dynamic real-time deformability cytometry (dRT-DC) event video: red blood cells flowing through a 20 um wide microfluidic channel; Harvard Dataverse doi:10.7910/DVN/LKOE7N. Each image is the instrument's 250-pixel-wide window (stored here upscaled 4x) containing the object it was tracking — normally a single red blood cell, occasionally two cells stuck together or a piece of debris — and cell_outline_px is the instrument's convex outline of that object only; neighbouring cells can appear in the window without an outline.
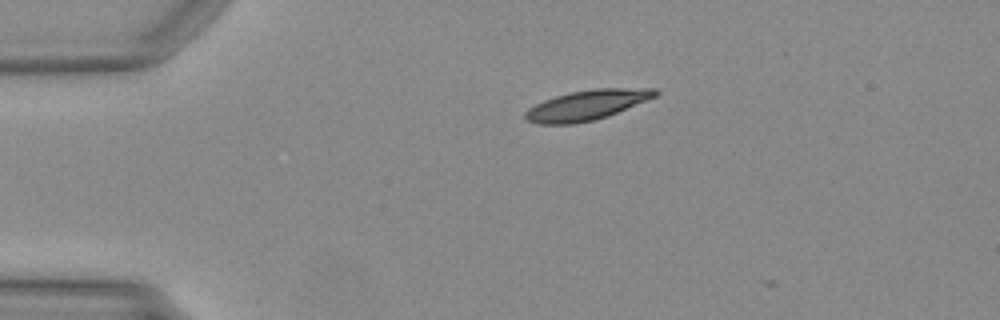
{"species": "Egyptian fruit bat (a non-hibernating species)", "species_latin": "Rousettus aegyptiacus", "temperature_condition": "warm", "stored_images_in_passage": 3, "camera_frame_rate_fps": 3000, "um_per_image_px": 0.085, "animal": {"sex": "female"}, "frame": {"image": 1, "passage_image": 1, "time_ms": 0.0, "image_size_px": [1000, 320], "cell_outline_px": [[660, 92], [656, 96], [608, 116], [592, 120], [572, 124], [536, 124], [528, 120], [524, 116], [524, 112], [528, 108], [544, 100], [556, 96], [572, 92], [596, 88], [656, 88]], "centroid_in_image_um": [49.88, 8.93], "position_along_channel_um": 35.1, "area_um2": 22.54}}